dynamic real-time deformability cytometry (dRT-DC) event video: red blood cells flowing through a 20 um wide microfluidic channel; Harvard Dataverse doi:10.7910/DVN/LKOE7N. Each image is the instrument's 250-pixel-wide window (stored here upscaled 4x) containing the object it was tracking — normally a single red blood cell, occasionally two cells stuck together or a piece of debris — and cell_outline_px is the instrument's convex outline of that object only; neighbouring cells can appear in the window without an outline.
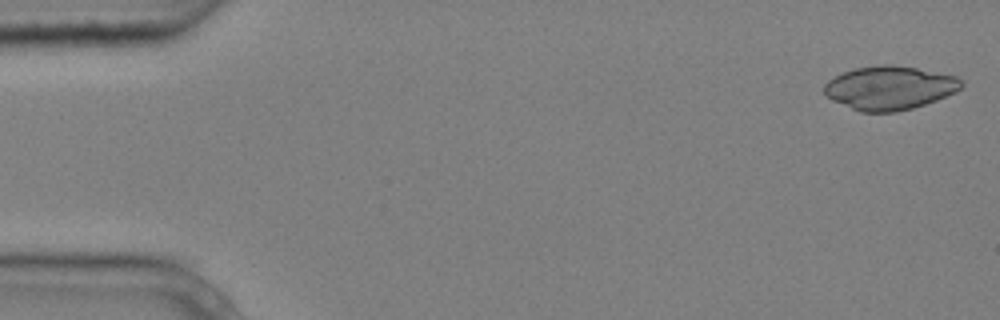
{"species": "common noctule bat (a hibernating species)", "species_latin": "Nyctalus noctula", "temperature_condition": "cold", "stored_images_in_passage": 5, "camera_frame_rate_fps": 3000, "um_per_image_px": 0.085, "animal": {"sex": "male", "body_mass_g": 20.4}, "frame": {"image": 1, "passage_image": 1, "time_ms": 0.0, "image_size_px": [1000, 320], "cell_outline_px": [[964, 84], [956, 92], [936, 100], [912, 108], [896, 112], [860, 112], [832, 100], [824, 92], [824, 84], [828, 80], [844, 72], [856, 68], [880, 64], [892, 64], [916, 68], [956, 76]], "centroid_in_image_um": [75.61, 7.47], "position_along_channel_um": 9.4, "area_um2": 34.74}}